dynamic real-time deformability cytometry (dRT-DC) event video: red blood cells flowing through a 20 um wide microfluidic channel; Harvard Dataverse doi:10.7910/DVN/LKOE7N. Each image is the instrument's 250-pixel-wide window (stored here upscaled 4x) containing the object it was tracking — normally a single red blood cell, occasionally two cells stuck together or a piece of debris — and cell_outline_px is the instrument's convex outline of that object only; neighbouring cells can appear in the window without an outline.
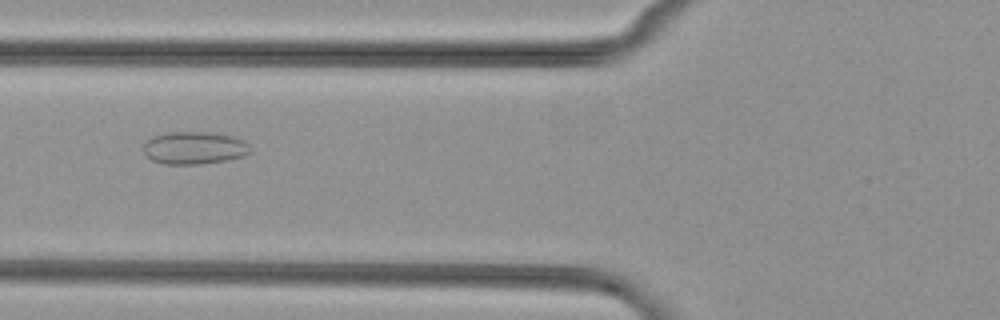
{"species": "common noctule bat (a hibernating species)", "species_latin": "Nyctalus noctula", "temperature_condition": "cold", "stored_images_in_passage": 38, "camera_frame_rate_fps": 3000, "um_per_image_px": 0.085, "animal": {"sex": "female", "body_mass_g": 29.2, "forearm_length_mm": 56.3}, "frame": {"image": 1, "passage_image": 6, "time_ms": 1.667, "image_size_px": [1000, 320], "cell_outline_px": [[252, 152], [244, 156], [228, 160], [200, 164], [164, 164], [152, 160], [144, 152], [144, 144], [152, 136], [168, 132], [208, 132], [232, 136], [244, 140], [252, 148]], "centroid_in_image_um": [16.56, 12.57], "position_along_channel_um": 109.2, "area_um2": 20.4}}
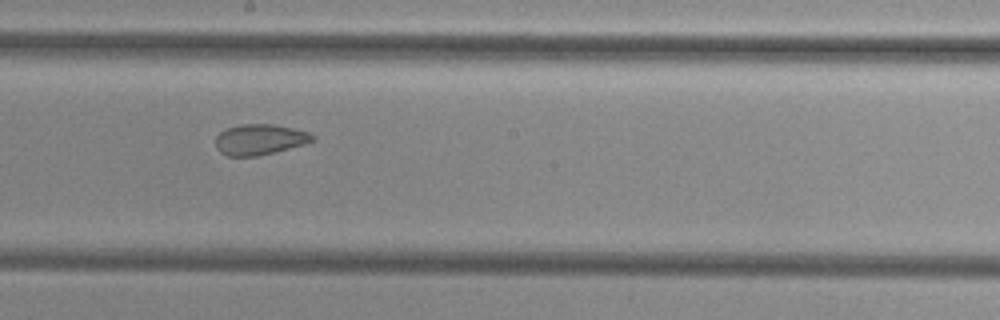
{"frame": {"image": 2, "passage_image": 15, "time_ms": 4.667, "image_size_px": [1000, 320], "cell_outline_px": [[316, 140], [304, 144], [276, 152], [256, 156], [228, 156], [220, 152], [216, 148], [216, 136], [220, 132], [228, 128], [240, 124], [276, 124], [308, 132], [316, 136]], "centroid_in_image_um": [22.1, 11.86], "position_along_channel_um": 226.1, "area_um2": 17.4}}
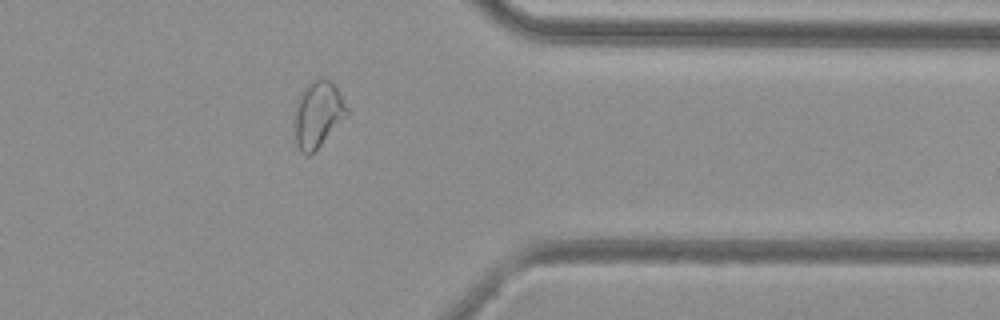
{"frame": {"image": 3, "passage_image": 28, "time_ms": 9.0, "image_size_px": [1000, 320], "cell_outline_px": [[348, 116], [308, 156], [304, 156], [300, 152], [296, 144], [296, 100], [300, 92], [316, 76], [324, 76], [332, 80], [340, 92], [348, 108]], "centroid_in_image_um": [27.05, 9.64], "position_along_channel_um": 384.4, "area_um2": 20.4}}